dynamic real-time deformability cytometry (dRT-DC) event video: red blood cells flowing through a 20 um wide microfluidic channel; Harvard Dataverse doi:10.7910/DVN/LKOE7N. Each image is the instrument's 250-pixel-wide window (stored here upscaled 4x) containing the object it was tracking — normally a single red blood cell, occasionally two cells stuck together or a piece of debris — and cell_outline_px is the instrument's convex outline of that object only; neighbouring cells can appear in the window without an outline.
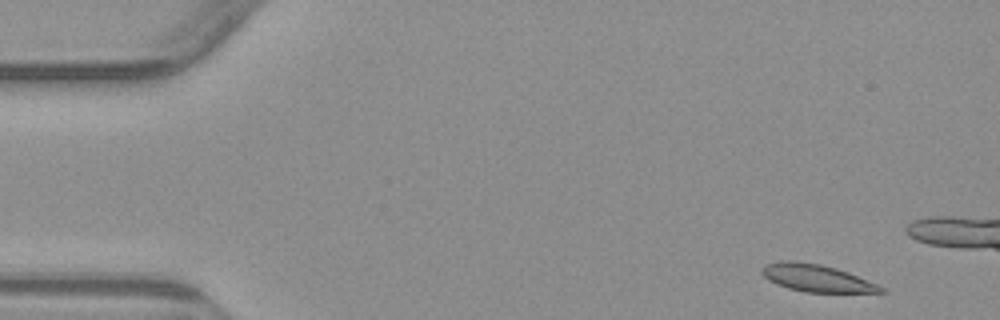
{"species": "common noctule bat (a hibernating species)", "species_latin": "Nyctalus noctula", "temperature_condition": "warm", "stored_images_in_passage": 4, "camera_frame_rate_fps": 3000, "um_per_image_px": 0.085, "animal": {"sex": "male", "body_mass_g": 23.1, "forearm_length_mm": 52.7}, "frame": {"image": 1, "passage_image": 1, "time_ms": 0.0, "image_size_px": [1000, 320], "cell_outline_px": [[884, 292], [804, 292], [788, 288], [776, 284], [768, 280], [760, 272], [760, 268], [764, 264], [780, 260], [796, 260], [820, 264], [836, 268], [848, 272], [876, 284], [884, 288]], "centroid_in_image_um": [69.31, 23.61], "position_along_channel_um": 15.7, "area_um2": 18.96}}